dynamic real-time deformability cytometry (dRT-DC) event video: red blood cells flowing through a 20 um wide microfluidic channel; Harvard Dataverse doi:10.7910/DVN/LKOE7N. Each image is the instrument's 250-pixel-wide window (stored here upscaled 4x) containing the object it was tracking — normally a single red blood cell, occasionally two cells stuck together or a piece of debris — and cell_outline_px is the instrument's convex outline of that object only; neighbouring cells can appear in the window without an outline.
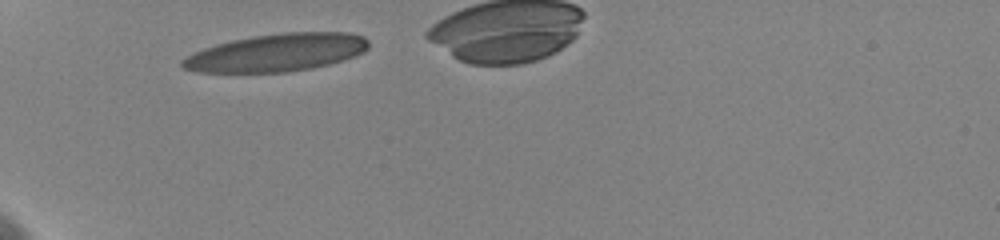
{"species": "human", "species_latin": "Homo sapiens", "temperature_condition": "cold", "stored_images_in_passage": 69, "camera_frame_rate_fps": 3000, "um_per_image_px": 0.085, "donor": {"sex": "female"}, "frame": {"image": 1, "passage_image": 1, "time_ms": 0.0, "image_size_px": [1000, 240], "cell_outline_px": [[368, 48], [364, 52], [356, 56], [344, 60], [312, 68], [284, 72], [200, 72], [184, 68], [180, 64], [180, 60], [204, 48], [216, 44], [232, 40], [252, 36], [284, 32], [348, 32], [364, 36], [368, 40]], "centroid_in_image_um": [23.56, 4.46], "position_along_channel_um": 61.4, "area_um2": 40.86}}
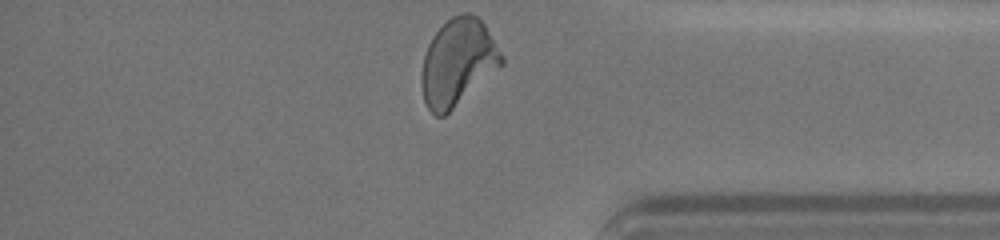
{"frame": {"image": 2, "passage_image": 68, "time_ms": 10.0, "image_size_px": [1000, 240], "cell_outline_px": [[504, 64], [444, 116], [436, 116], [428, 108], [424, 100], [420, 76], [424, 56], [428, 44], [432, 36], [452, 16], [460, 12], [468, 12], [476, 16], [484, 24], [504, 56]], "centroid_in_image_um": [38.91, 5.29], "position_along_channel_um": 396.3, "area_um2": 40.23}, "authors_computed_cell_mechanics": {"area_um2": 39.4774, "velocity_mm_per_s": 3.5873, "shape_relaxation_time_tau1_ms": 4.2229, "shape_relaxation_time_tau2_ms": 1.1225, "deformation_change_tau1": 0.1802, "deformation_change_tau2": 0.0797}}